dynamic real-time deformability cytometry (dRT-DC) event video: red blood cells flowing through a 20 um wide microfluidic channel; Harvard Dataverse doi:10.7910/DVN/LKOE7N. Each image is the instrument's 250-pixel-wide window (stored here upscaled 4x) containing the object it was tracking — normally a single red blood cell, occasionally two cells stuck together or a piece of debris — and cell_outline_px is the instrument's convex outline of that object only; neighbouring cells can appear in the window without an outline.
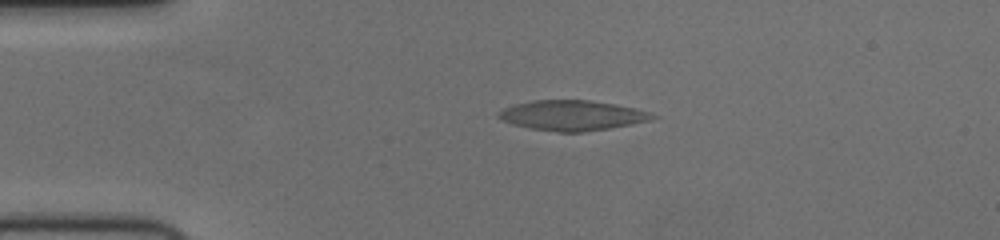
{"species": "human", "species_latin": "Homo sapiens", "temperature_condition": "cold", "stored_images_in_passage": 55, "camera_frame_rate_fps": 3000, "um_per_image_px": 0.085, "donor": {"sex": "female"}, "frame": {"image": 1, "passage_image": 12, "time_ms": 3.667, "image_size_px": [1000, 240], "cell_outline_px": [[660, 116], [652, 120], [632, 124], [584, 132], [556, 132], [528, 128], [512, 124], [500, 120], [496, 116], [496, 112], [504, 108], [516, 104], [532, 100], [588, 100], [616, 104], [636, 108], [652, 112]], "centroid_in_image_um": [48.64, 9.81], "position_along_channel_um": 36.4, "area_um2": 27.34}}
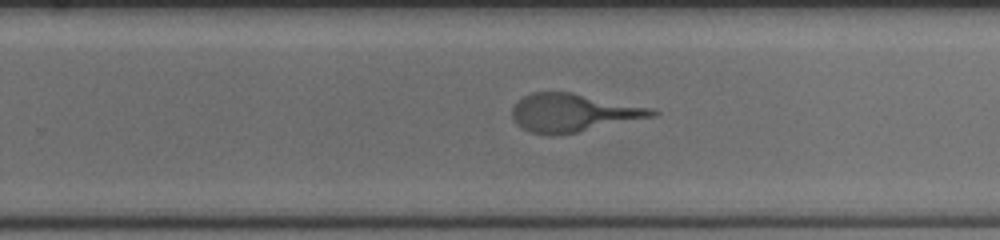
{"frame": {"image": 2, "passage_image": 35, "time_ms": 11.333, "image_size_px": [1000, 240], "cell_outline_px": [[660, 112], [656, 116], [556, 136], [548, 136], [528, 132], [516, 124], [512, 120], [512, 108], [516, 100], [532, 92], [572, 92], [652, 108]], "centroid_in_image_um": [48.67, 9.59], "position_along_channel_um": 281.1, "area_um2": 31.33}}
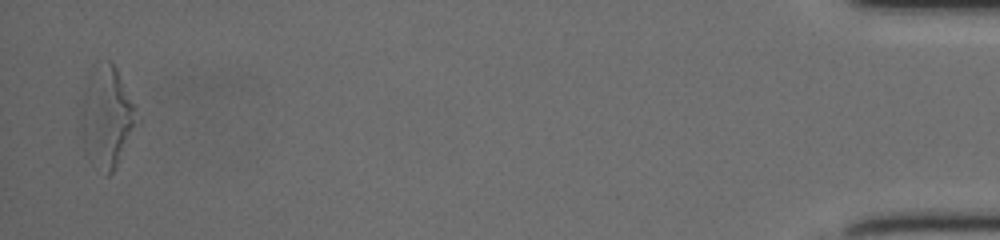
{"frame": {"image": 3, "passage_image": 54, "time_ms": 17.667, "image_size_px": [1000, 240], "cell_outline_px": [[140, 124], [116, 168], [108, 176], [104, 176], [88, 156], [84, 148], [76, 104], [92, 72], [108, 60], [116, 68], [136, 108], [140, 120]], "centroid_in_image_um": [9.06, 10.03], "position_along_channel_um": 426.1, "area_um2": 33.7}}